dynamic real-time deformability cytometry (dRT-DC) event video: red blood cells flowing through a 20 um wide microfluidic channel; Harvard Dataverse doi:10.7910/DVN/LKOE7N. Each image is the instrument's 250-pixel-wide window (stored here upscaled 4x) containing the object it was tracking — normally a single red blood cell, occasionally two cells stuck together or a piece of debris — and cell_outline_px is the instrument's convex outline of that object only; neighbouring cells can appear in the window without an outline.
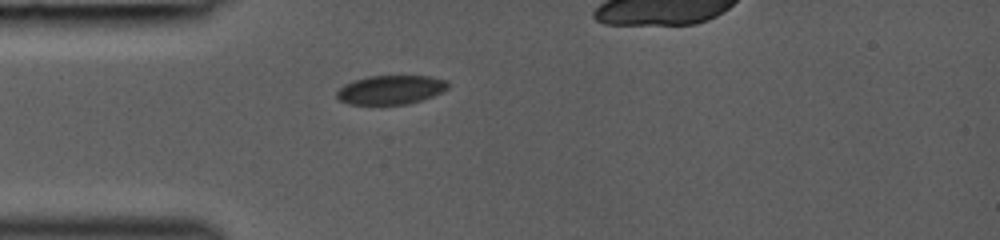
{"species": "common noctule bat (a hibernating species)", "species_latin": "Nyctalus noctula", "temperature_condition": "room temperature", "stored_images_in_passage": 28, "camera_frame_rate_fps": 3000, "um_per_image_px": 0.085, "animal": {"sex": "female", "body_mass_g": 19.0, "forearm_length_mm": 53.3}, "frame": {"image": 1, "passage_image": 1, "time_ms": 0.0, "image_size_px": [1000, 240], "cell_outline_px": [[448, 88], [432, 96], [408, 104], [348, 104], [340, 100], [336, 96], [336, 92], [344, 84], [352, 80], [368, 76], [432, 76], [448, 80]], "centroid_in_image_um": [33.2, 7.62], "position_along_channel_um": 51.8, "area_um2": 18.79}}
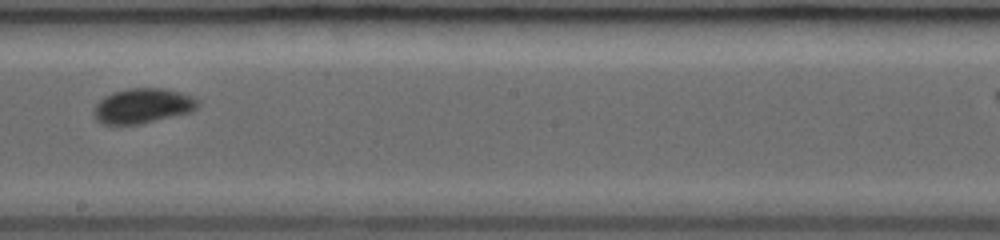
{"frame": {"image": 2, "passage_image": 14, "time_ms": 4.333, "image_size_px": [1000, 240], "cell_outline_px": [[200, 104], [196, 108], [188, 112], [140, 124], [100, 124], [92, 116], [92, 108], [104, 96], [112, 92], [128, 88], [164, 88], [180, 92], [192, 96], [200, 100]], "centroid_in_image_um": [12.07, 8.99], "position_along_channel_um": 236.1, "area_um2": 21.33}}
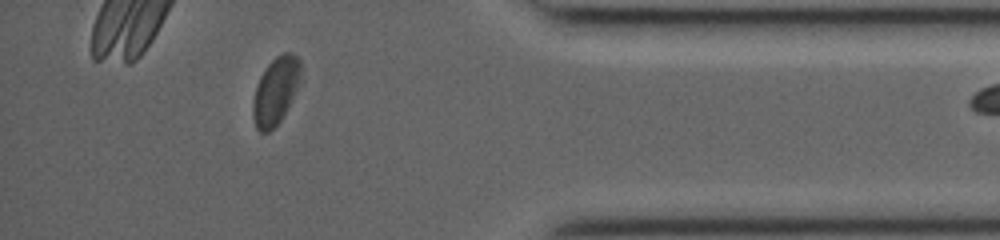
{"frame": {"image": 3, "passage_image": 27, "time_ms": 8.667, "image_size_px": [1000, 240], "cell_outline_px": [[300, 76], [296, 88], [280, 120], [268, 132], [260, 132], [256, 128], [252, 116], [252, 104], [256, 84], [260, 76], [268, 64], [276, 56], [284, 52], [292, 52], [300, 60]], "centroid_in_image_um": [23.38, 7.7], "position_along_channel_um": 411.8, "area_um2": 18.32}}